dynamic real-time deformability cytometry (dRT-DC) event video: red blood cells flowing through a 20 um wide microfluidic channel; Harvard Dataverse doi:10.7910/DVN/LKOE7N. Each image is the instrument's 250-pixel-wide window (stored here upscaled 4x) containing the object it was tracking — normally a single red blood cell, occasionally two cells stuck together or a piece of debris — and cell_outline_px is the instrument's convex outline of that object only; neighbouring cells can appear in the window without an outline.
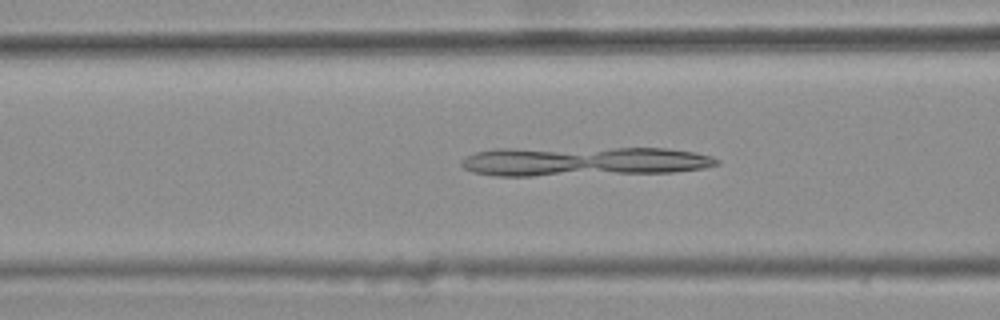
{"species": "common noctule bat (a hibernating species)", "species_latin": "Nyctalus noctula", "temperature_condition": "warm", "stored_images_in_passage": 47, "camera_frame_rate_fps": 3000, "um_per_image_px": 0.085, "animal": {"sex": "female", "body_mass_g": 25.1}, "frame": {"image": 1, "passage_image": 21, "time_ms": 6.667, "image_size_px": [1000, 320], "cell_outline_px": [[720, 164], [704, 168], [672, 172], [532, 176], [496, 176], [472, 172], [464, 168], [460, 164], [460, 160], [476, 152], [492, 148], [668, 148], [696, 152], [712, 156], [720, 160]], "centroid_in_image_um": [49.6, 13.71], "position_along_channel_um": 117.0, "area_um2": 44.22}}
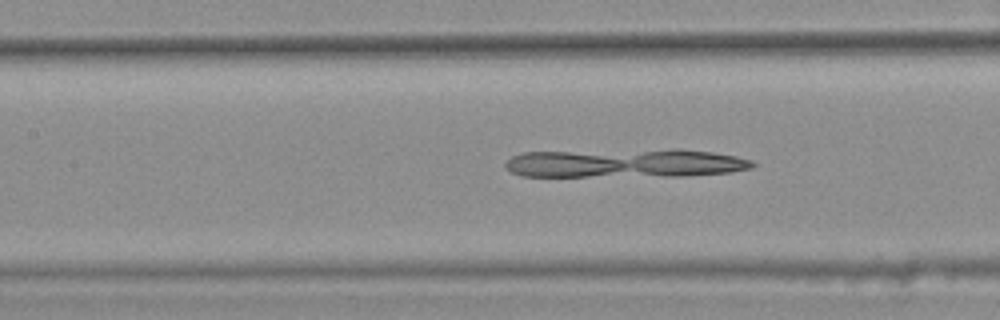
{"frame": {"image": 2, "passage_image": 24, "time_ms": 7.667, "image_size_px": [1000, 320], "cell_outline_px": [[756, 164], [752, 168], [732, 172], [684, 176], [520, 176], [512, 172], [504, 164], [512, 156], [524, 152], [672, 148], [680, 148], [712, 152], [736, 156], [752, 160]], "centroid_in_image_um": [53.2, 13.85], "position_along_channel_um": 154.2, "area_um2": 42.14}}
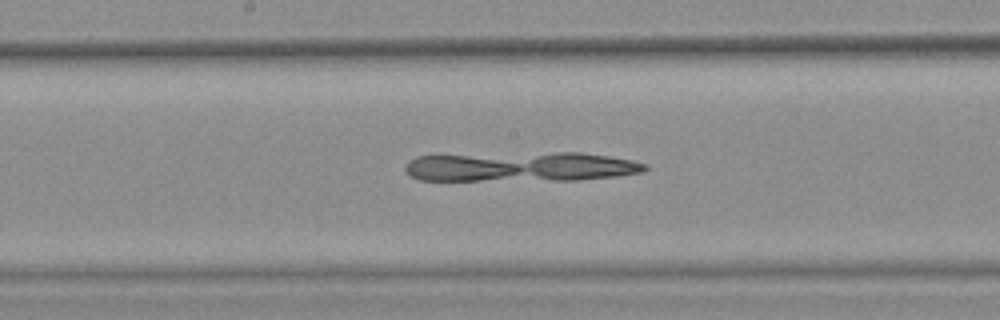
{"frame": {"image": 3, "passage_image": 28, "time_ms": 9.0, "image_size_px": [1000, 320], "cell_outline_px": [[648, 168], [644, 172], [616, 176], [576, 180], [420, 180], [412, 176], [404, 168], [408, 160], [416, 156], [560, 152], [580, 152], [608, 156], [632, 160], [648, 164]], "centroid_in_image_um": [44.32, 14.17], "position_along_channel_um": 203.9, "area_um2": 41.33}}